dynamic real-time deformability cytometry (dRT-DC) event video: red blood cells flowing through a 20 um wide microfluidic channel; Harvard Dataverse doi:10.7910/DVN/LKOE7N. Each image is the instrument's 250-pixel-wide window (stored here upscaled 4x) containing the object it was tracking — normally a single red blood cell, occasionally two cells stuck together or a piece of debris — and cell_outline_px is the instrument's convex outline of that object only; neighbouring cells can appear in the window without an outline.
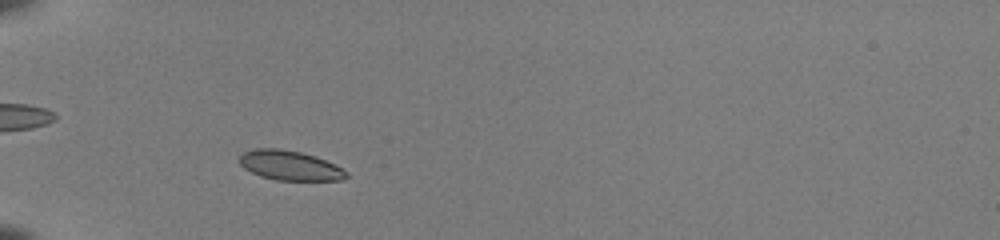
{"species": "common noctule bat (a hibernating species)", "species_latin": "Nyctalus noctula", "temperature_condition": "room temperature", "stored_images_in_passage": 39, "camera_frame_rate_fps": 3000, "um_per_image_px": 0.085, "animal": {"sex": "female", "body_mass_g": 22.0, "forearm_length_mm": 56.7}, "frame": {"image": 1, "passage_image": 6, "time_ms": 1.667, "image_size_px": [1000, 240], "cell_outline_px": [[348, 176], [340, 180], [276, 180], [260, 176], [244, 168], [240, 164], [240, 156], [244, 152], [256, 148], [280, 148], [300, 152], [316, 156], [348, 172]], "centroid_in_image_um": [24.61, 14.06], "position_along_channel_um": 60.4, "area_um2": 18.26}}
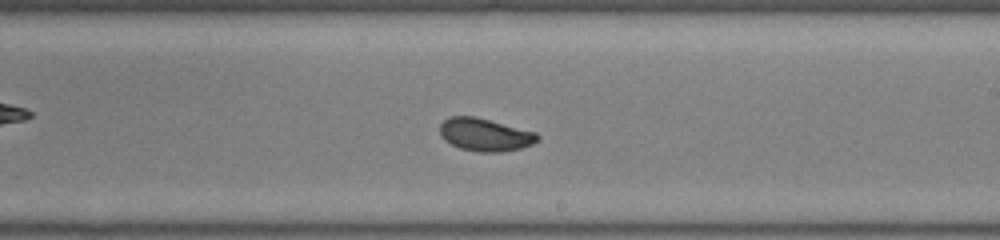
{"frame": {"image": 2, "passage_image": 21, "time_ms": 6.667, "image_size_px": [1000, 240], "cell_outline_px": [[540, 140], [532, 144], [520, 148], [500, 152], [480, 152], [460, 148], [444, 140], [440, 136], [440, 124], [448, 116], [476, 116], [536, 132], [540, 136]], "centroid_in_image_um": [41.22, 11.44], "position_along_channel_um": 247.8, "area_um2": 18.79}}
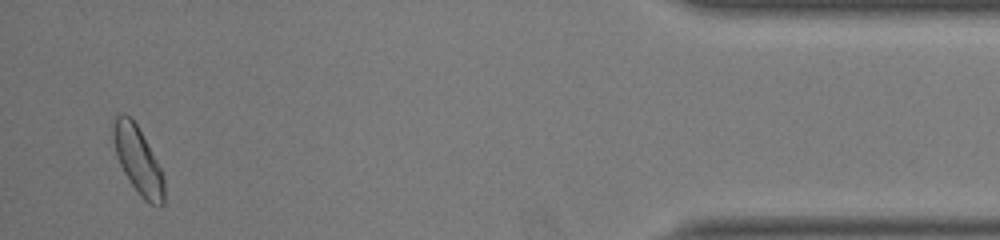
{"frame": {"image": 3, "passage_image": 38, "time_ms": 12.333, "image_size_px": [1000, 240], "cell_outline_px": [[164, 204], [160, 208], [144, 200], [140, 196], [124, 172], [120, 164], [116, 152], [112, 136], [112, 124], [116, 116], [124, 112], [136, 124], [160, 168], [164, 176]], "centroid_in_image_um": [11.73, 13.65], "position_along_channel_um": 423.5, "area_um2": 19.54}, "authors_computed_cell_mechanics": {"area_um2": 18.785, "velocity_mm_per_s": 4.0674, "shape_relaxation_time_tau1_ms": 2.0274, "shape_relaxation_time_tau2_ms": 2.1545, "deformation_change_tau1": 0.0828, "deformation_change_tau2": 0.0495}}